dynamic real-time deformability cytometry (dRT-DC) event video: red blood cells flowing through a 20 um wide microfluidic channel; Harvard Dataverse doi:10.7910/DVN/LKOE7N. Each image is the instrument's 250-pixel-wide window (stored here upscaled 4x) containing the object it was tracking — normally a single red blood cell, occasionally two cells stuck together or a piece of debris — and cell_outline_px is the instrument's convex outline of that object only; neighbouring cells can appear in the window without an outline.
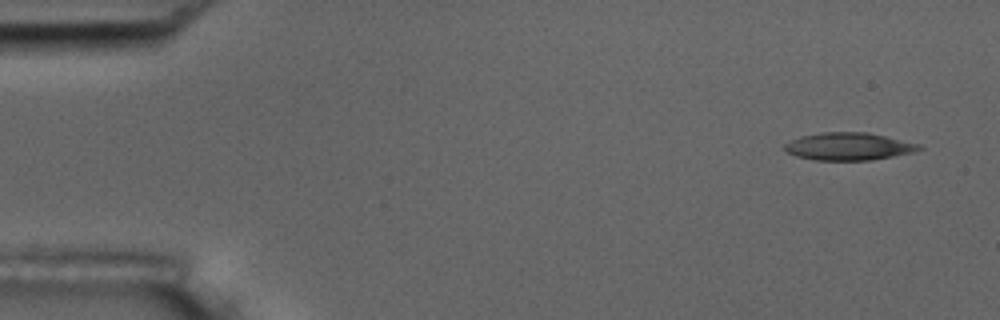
{"species": "common noctule bat (a hibernating species)", "species_latin": "Nyctalus noctula", "temperature_condition": "room temperature", "stored_images_in_passage": 7, "camera_frame_rate_fps": 3000, "um_per_image_px": 0.085, "animal": {"sex": "male", "body_mass_g": 17.5, "forearm_length_mm": 52.3}, "frame": {"image": 1, "passage_image": 1, "time_ms": 0.0, "image_size_px": [1000, 320], "cell_outline_px": [[924, 148], [912, 152], [872, 160], [816, 160], [796, 156], [788, 152], [784, 148], [784, 144], [800, 136], [820, 132], [868, 132], [920, 144]], "centroid_in_image_um": [72.13, 12.44], "position_along_channel_um": 12.9, "area_um2": 21.5}}
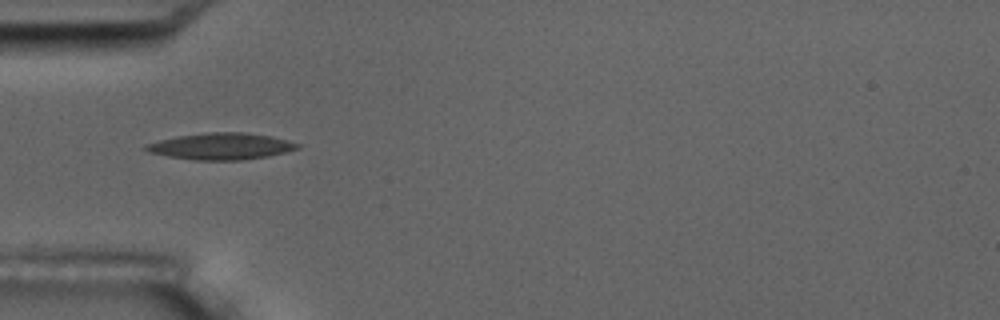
{"frame": {"image": 2, "passage_image": 5, "time_ms": 4.667, "image_size_px": [1000, 320], "cell_outline_px": [[300, 148], [268, 156], [240, 160], [192, 160], [168, 156], [148, 152], [140, 148], [144, 144], [176, 136], [208, 132], [244, 132], [268, 136], [288, 140], [300, 144]], "centroid_in_image_um": [18.73, 12.43], "position_along_channel_um": 66.3, "area_um2": 23.52}}